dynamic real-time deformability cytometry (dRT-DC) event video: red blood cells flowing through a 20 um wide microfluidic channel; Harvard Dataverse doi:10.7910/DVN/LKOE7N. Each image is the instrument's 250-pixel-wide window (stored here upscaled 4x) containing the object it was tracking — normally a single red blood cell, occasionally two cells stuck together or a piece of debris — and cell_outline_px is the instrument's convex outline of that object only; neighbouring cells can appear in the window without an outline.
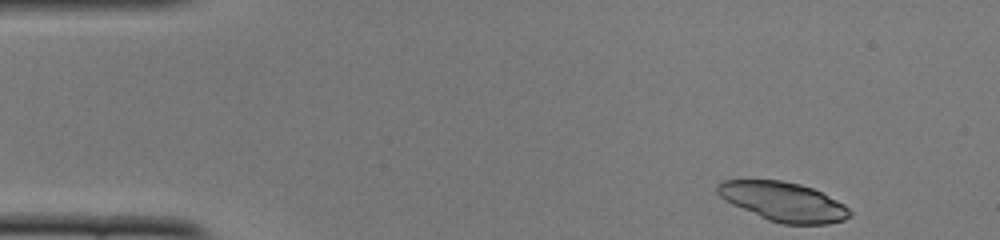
{"species": "common noctule bat (a hibernating species)", "species_latin": "Nyctalus noctula", "temperature_condition": "cold", "stored_images_in_passage": 47, "camera_frame_rate_fps": 3000, "um_per_image_px": 0.085, "animal": {"sex": "female", "body_mass_g": 22.0, "forearm_length_mm": 56.7}, "frame": {"image": 1, "passage_image": 1, "time_ms": 0.0, "image_size_px": [1000, 240], "cell_outline_px": [[852, 216], [844, 220], [828, 224], [784, 224], [768, 220], [732, 204], [724, 200], [716, 192], [716, 184], [724, 180], [780, 180], [800, 184], [812, 188], [844, 204], [852, 212]], "centroid_in_image_um": [66.58, 17.14], "position_along_channel_um": 18.4, "area_um2": 30.17}}